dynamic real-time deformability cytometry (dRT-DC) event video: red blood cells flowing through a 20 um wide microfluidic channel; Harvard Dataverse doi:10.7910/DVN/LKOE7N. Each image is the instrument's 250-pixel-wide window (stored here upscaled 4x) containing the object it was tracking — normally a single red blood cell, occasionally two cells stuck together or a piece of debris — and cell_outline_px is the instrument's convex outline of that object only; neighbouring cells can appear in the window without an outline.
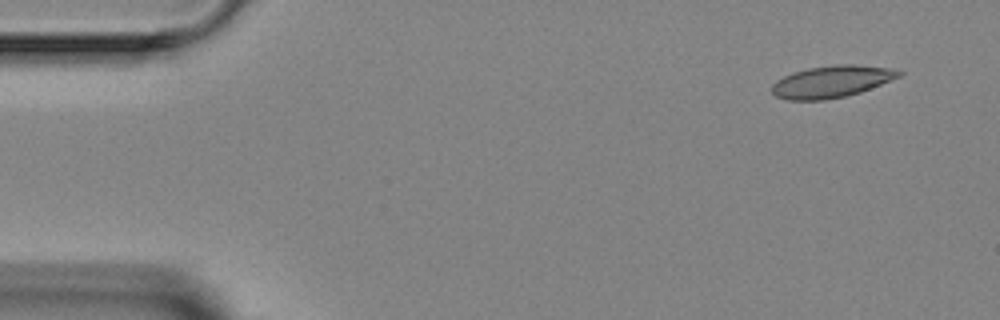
{"species": "Egyptian fruit bat (a non-hibernating species)", "species_latin": "Rousettus aegyptiacus", "temperature_condition": "room temperature", "stored_images_in_passage": 3, "camera_frame_rate_fps": 3000, "um_per_image_px": 0.085, "animal": {"sex": "female"}, "frame": {"image": 1, "passage_image": 1, "time_ms": 0.0, "image_size_px": [1000, 320], "cell_outline_px": [[904, 72], [900, 76], [860, 92], [848, 96], [824, 100], [788, 100], [776, 96], [772, 92], [772, 84], [776, 80], [792, 72], [808, 68], [836, 64], [852, 64], [888, 68]], "centroid_in_image_um": [70.65, 6.94], "position_along_channel_um": 14.4, "area_um2": 23.52}}